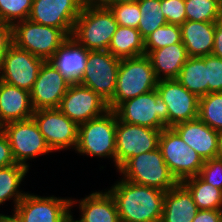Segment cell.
<instances>
[{"label":"cell","instance_id":"1","mask_svg":"<svg viewBox=\"0 0 222 222\" xmlns=\"http://www.w3.org/2000/svg\"><path fill=\"white\" fill-rule=\"evenodd\" d=\"M120 222H161L166 192L121 178L110 190Z\"/></svg>","mask_w":222,"mask_h":222},{"label":"cell","instance_id":"2","mask_svg":"<svg viewBox=\"0 0 222 222\" xmlns=\"http://www.w3.org/2000/svg\"><path fill=\"white\" fill-rule=\"evenodd\" d=\"M118 26L110 8L103 5L83 6L71 37L89 51L108 50Z\"/></svg>","mask_w":222,"mask_h":222},{"label":"cell","instance_id":"3","mask_svg":"<svg viewBox=\"0 0 222 222\" xmlns=\"http://www.w3.org/2000/svg\"><path fill=\"white\" fill-rule=\"evenodd\" d=\"M158 79L146 55L121 59L113 98L109 110H115L122 102L156 89Z\"/></svg>","mask_w":222,"mask_h":222},{"label":"cell","instance_id":"4","mask_svg":"<svg viewBox=\"0 0 222 222\" xmlns=\"http://www.w3.org/2000/svg\"><path fill=\"white\" fill-rule=\"evenodd\" d=\"M117 114L108 110L100 117L91 119L78 127L75 151L81 155L112 158L115 162Z\"/></svg>","mask_w":222,"mask_h":222},{"label":"cell","instance_id":"5","mask_svg":"<svg viewBox=\"0 0 222 222\" xmlns=\"http://www.w3.org/2000/svg\"><path fill=\"white\" fill-rule=\"evenodd\" d=\"M132 183L168 191L179 182L170 172L159 148L131 157L119 170Z\"/></svg>","mask_w":222,"mask_h":222},{"label":"cell","instance_id":"6","mask_svg":"<svg viewBox=\"0 0 222 222\" xmlns=\"http://www.w3.org/2000/svg\"><path fill=\"white\" fill-rule=\"evenodd\" d=\"M67 38L61 29L37 24L29 19L12 26L13 44L45 61L53 57Z\"/></svg>","mask_w":222,"mask_h":222},{"label":"cell","instance_id":"7","mask_svg":"<svg viewBox=\"0 0 222 222\" xmlns=\"http://www.w3.org/2000/svg\"><path fill=\"white\" fill-rule=\"evenodd\" d=\"M114 111L128 124L160 130L168 127V107L156 89L122 102Z\"/></svg>","mask_w":222,"mask_h":222},{"label":"cell","instance_id":"8","mask_svg":"<svg viewBox=\"0 0 222 222\" xmlns=\"http://www.w3.org/2000/svg\"><path fill=\"white\" fill-rule=\"evenodd\" d=\"M158 148L170 172L179 183L197 176L205 162L196 151L183 142L172 127L161 130Z\"/></svg>","mask_w":222,"mask_h":222},{"label":"cell","instance_id":"9","mask_svg":"<svg viewBox=\"0 0 222 222\" xmlns=\"http://www.w3.org/2000/svg\"><path fill=\"white\" fill-rule=\"evenodd\" d=\"M0 128L8 138L16 164L29 169L27 160L52 152L33 118L9 122Z\"/></svg>","mask_w":222,"mask_h":222},{"label":"cell","instance_id":"10","mask_svg":"<svg viewBox=\"0 0 222 222\" xmlns=\"http://www.w3.org/2000/svg\"><path fill=\"white\" fill-rule=\"evenodd\" d=\"M120 61L108 50L89 51L79 84L92 89L108 103L114 96Z\"/></svg>","mask_w":222,"mask_h":222},{"label":"cell","instance_id":"11","mask_svg":"<svg viewBox=\"0 0 222 222\" xmlns=\"http://www.w3.org/2000/svg\"><path fill=\"white\" fill-rule=\"evenodd\" d=\"M160 129L128 124L117 117L115 166L119 170L131 157L158 148Z\"/></svg>","mask_w":222,"mask_h":222},{"label":"cell","instance_id":"12","mask_svg":"<svg viewBox=\"0 0 222 222\" xmlns=\"http://www.w3.org/2000/svg\"><path fill=\"white\" fill-rule=\"evenodd\" d=\"M32 118L53 151L74 149L78 142V125L57 109L34 110Z\"/></svg>","mask_w":222,"mask_h":222},{"label":"cell","instance_id":"13","mask_svg":"<svg viewBox=\"0 0 222 222\" xmlns=\"http://www.w3.org/2000/svg\"><path fill=\"white\" fill-rule=\"evenodd\" d=\"M44 61L12 43L3 58L0 80L31 92Z\"/></svg>","mask_w":222,"mask_h":222},{"label":"cell","instance_id":"14","mask_svg":"<svg viewBox=\"0 0 222 222\" xmlns=\"http://www.w3.org/2000/svg\"><path fill=\"white\" fill-rule=\"evenodd\" d=\"M58 109L78 126L100 117L109 110L108 103L92 89L79 83L71 84Z\"/></svg>","mask_w":222,"mask_h":222},{"label":"cell","instance_id":"15","mask_svg":"<svg viewBox=\"0 0 222 222\" xmlns=\"http://www.w3.org/2000/svg\"><path fill=\"white\" fill-rule=\"evenodd\" d=\"M83 6L81 0H33L28 19L59 28L69 37Z\"/></svg>","mask_w":222,"mask_h":222},{"label":"cell","instance_id":"16","mask_svg":"<svg viewBox=\"0 0 222 222\" xmlns=\"http://www.w3.org/2000/svg\"><path fill=\"white\" fill-rule=\"evenodd\" d=\"M12 211L21 222H64L71 212V198L41 197L26 192Z\"/></svg>","mask_w":222,"mask_h":222},{"label":"cell","instance_id":"17","mask_svg":"<svg viewBox=\"0 0 222 222\" xmlns=\"http://www.w3.org/2000/svg\"><path fill=\"white\" fill-rule=\"evenodd\" d=\"M156 90L168 107V127L198 118L199 98L177 79L159 80Z\"/></svg>","mask_w":222,"mask_h":222},{"label":"cell","instance_id":"18","mask_svg":"<svg viewBox=\"0 0 222 222\" xmlns=\"http://www.w3.org/2000/svg\"><path fill=\"white\" fill-rule=\"evenodd\" d=\"M70 85L49 60L44 61L30 92L33 109H57Z\"/></svg>","mask_w":222,"mask_h":222},{"label":"cell","instance_id":"19","mask_svg":"<svg viewBox=\"0 0 222 222\" xmlns=\"http://www.w3.org/2000/svg\"><path fill=\"white\" fill-rule=\"evenodd\" d=\"M190 148L204 160L216 158L218 132L199 118L178 123L172 127Z\"/></svg>","mask_w":222,"mask_h":222},{"label":"cell","instance_id":"20","mask_svg":"<svg viewBox=\"0 0 222 222\" xmlns=\"http://www.w3.org/2000/svg\"><path fill=\"white\" fill-rule=\"evenodd\" d=\"M89 50L69 36L49 60L71 83H79L87 64Z\"/></svg>","mask_w":222,"mask_h":222},{"label":"cell","instance_id":"21","mask_svg":"<svg viewBox=\"0 0 222 222\" xmlns=\"http://www.w3.org/2000/svg\"><path fill=\"white\" fill-rule=\"evenodd\" d=\"M33 114L30 92L0 80V127L30 119Z\"/></svg>","mask_w":222,"mask_h":222},{"label":"cell","instance_id":"22","mask_svg":"<svg viewBox=\"0 0 222 222\" xmlns=\"http://www.w3.org/2000/svg\"><path fill=\"white\" fill-rule=\"evenodd\" d=\"M79 203L81 222H120L114 198L105 192H93L81 200L71 199V208Z\"/></svg>","mask_w":222,"mask_h":222},{"label":"cell","instance_id":"23","mask_svg":"<svg viewBox=\"0 0 222 222\" xmlns=\"http://www.w3.org/2000/svg\"><path fill=\"white\" fill-rule=\"evenodd\" d=\"M180 27L182 43L186 47L188 56L204 57L212 53L215 22L186 20Z\"/></svg>","mask_w":222,"mask_h":222},{"label":"cell","instance_id":"24","mask_svg":"<svg viewBox=\"0 0 222 222\" xmlns=\"http://www.w3.org/2000/svg\"><path fill=\"white\" fill-rule=\"evenodd\" d=\"M198 211L192 194L178 183L166 191L161 222H192Z\"/></svg>","mask_w":222,"mask_h":222},{"label":"cell","instance_id":"25","mask_svg":"<svg viewBox=\"0 0 222 222\" xmlns=\"http://www.w3.org/2000/svg\"><path fill=\"white\" fill-rule=\"evenodd\" d=\"M146 56L149 58L158 80L176 79L189 57L183 43L152 50Z\"/></svg>","mask_w":222,"mask_h":222},{"label":"cell","instance_id":"26","mask_svg":"<svg viewBox=\"0 0 222 222\" xmlns=\"http://www.w3.org/2000/svg\"><path fill=\"white\" fill-rule=\"evenodd\" d=\"M108 51L119 59L145 55L144 39L137 28L118 26Z\"/></svg>","mask_w":222,"mask_h":222},{"label":"cell","instance_id":"27","mask_svg":"<svg viewBox=\"0 0 222 222\" xmlns=\"http://www.w3.org/2000/svg\"><path fill=\"white\" fill-rule=\"evenodd\" d=\"M189 92L198 98L208 94L206 56L188 57L176 78Z\"/></svg>","mask_w":222,"mask_h":222},{"label":"cell","instance_id":"28","mask_svg":"<svg viewBox=\"0 0 222 222\" xmlns=\"http://www.w3.org/2000/svg\"><path fill=\"white\" fill-rule=\"evenodd\" d=\"M192 194L199 210H222V190L203 181L198 175L181 182Z\"/></svg>","mask_w":222,"mask_h":222},{"label":"cell","instance_id":"29","mask_svg":"<svg viewBox=\"0 0 222 222\" xmlns=\"http://www.w3.org/2000/svg\"><path fill=\"white\" fill-rule=\"evenodd\" d=\"M28 170V168L20 164L0 168V205L7 200L13 199L15 209L26 194L19 190V186Z\"/></svg>","mask_w":222,"mask_h":222},{"label":"cell","instance_id":"30","mask_svg":"<svg viewBox=\"0 0 222 222\" xmlns=\"http://www.w3.org/2000/svg\"><path fill=\"white\" fill-rule=\"evenodd\" d=\"M141 18L138 30L143 39L153 33L158 27L167 24L163 15L160 0H138Z\"/></svg>","mask_w":222,"mask_h":222},{"label":"cell","instance_id":"31","mask_svg":"<svg viewBox=\"0 0 222 222\" xmlns=\"http://www.w3.org/2000/svg\"><path fill=\"white\" fill-rule=\"evenodd\" d=\"M186 20L217 22L222 19V4L218 0H185Z\"/></svg>","mask_w":222,"mask_h":222},{"label":"cell","instance_id":"32","mask_svg":"<svg viewBox=\"0 0 222 222\" xmlns=\"http://www.w3.org/2000/svg\"><path fill=\"white\" fill-rule=\"evenodd\" d=\"M198 118L213 130H222V92H212L199 98Z\"/></svg>","mask_w":222,"mask_h":222},{"label":"cell","instance_id":"33","mask_svg":"<svg viewBox=\"0 0 222 222\" xmlns=\"http://www.w3.org/2000/svg\"><path fill=\"white\" fill-rule=\"evenodd\" d=\"M176 43H182L181 27L180 25L167 23L158 27L144 39L145 55L152 50L161 49Z\"/></svg>","mask_w":222,"mask_h":222},{"label":"cell","instance_id":"34","mask_svg":"<svg viewBox=\"0 0 222 222\" xmlns=\"http://www.w3.org/2000/svg\"><path fill=\"white\" fill-rule=\"evenodd\" d=\"M33 0H0V21L14 25L29 18Z\"/></svg>","mask_w":222,"mask_h":222},{"label":"cell","instance_id":"35","mask_svg":"<svg viewBox=\"0 0 222 222\" xmlns=\"http://www.w3.org/2000/svg\"><path fill=\"white\" fill-rule=\"evenodd\" d=\"M103 6L110 8L119 26L138 28L141 18L138 2Z\"/></svg>","mask_w":222,"mask_h":222},{"label":"cell","instance_id":"36","mask_svg":"<svg viewBox=\"0 0 222 222\" xmlns=\"http://www.w3.org/2000/svg\"><path fill=\"white\" fill-rule=\"evenodd\" d=\"M208 94L222 92V58L212 54L206 56Z\"/></svg>","mask_w":222,"mask_h":222},{"label":"cell","instance_id":"37","mask_svg":"<svg viewBox=\"0 0 222 222\" xmlns=\"http://www.w3.org/2000/svg\"><path fill=\"white\" fill-rule=\"evenodd\" d=\"M167 23L182 25L186 21L185 0H160Z\"/></svg>","mask_w":222,"mask_h":222},{"label":"cell","instance_id":"38","mask_svg":"<svg viewBox=\"0 0 222 222\" xmlns=\"http://www.w3.org/2000/svg\"><path fill=\"white\" fill-rule=\"evenodd\" d=\"M198 176L206 183L222 190V160L218 158L206 160Z\"/></svg>","mask_w":222,"mask_h":222},{"label":"cell","instance_id":"39","mask_svg":"<svg viewBox=\"0 0 222 222\" xmlns=\"http://www.w3.org/2000/svg\"><path fill=\"white\" fill-rule=\"evenodd\" d=\"M16 164L8 138L0 128V168Z\"/></svg>","mask_w":222,"mask_h":222},{"label":"cell","instance_id":"40","mask_svg":"<svg viewBox=\"0 0 222 222\" xmlns=\"http://www.w3.org/2000/svg\"><path fill=\"white\" fill-rule=\"evenodd\" d=\"M12 43V25L0 21V69L3 58Z\"/></svg>","mask_w":222,"mask_h":222},{"label":"cell","instance_id":"41","mask_svg":"<svg viewBox=\"0 0 222 222\" xmlns=\"http://www.w3.org/2000/svg\"><path fill=\"white\" fill-rule=\"evenodd\" d=\"M222 210H199L192 222H221Z\"/></svg>","mask_w":222,"mask_h":222},{"label":"cell","instance_id":"42","mask_svg":"<svg viewBox=\"0 0 222 222\" xmlns=\"http://www.w3.org/2000/svg\"><path fill=\"white\" fill-rule=\"evenodd\" d=\"M211 54L222 58V19L215 22L214 47Z\"/></svg>","mask_w":222,"mask_h":222},{"label":"cell","instance_id":"43","mask_svg":"<svg viewBox=\"0 0 222 222\" xmlns=\"http://www.w3.org/2000/svg\"><path fill=\"white\" fill-rule=\"evenodd\" d=\"M138 0H106L102 5H118L125 3H136Z\"/></svg>","mask_w":222,"mask_h":222},{"label":"cell","instance_id":"44","mask_svg":"<svg viewBox=\"0 0 222 222\" xmlns=\"http://www.w3.org/2000/svg\"><path fill=\"white\" fill-rule=\"evenodd\" d=\"M0 222H21L17 217L12 213V215L0 214Z\"/></svg>","mask_w":222,"mask_h":222},{"label":"cell","instance_id":"45","mask_svg":"<svg viewBox=\"0 0 222 222\" xmlns=\"http://www.w3.org/2000/svg\"><path fill=\"white\" fill-rule=\"evenodd\" d=\"M216 158L222 160V130L218 132V150Z\"/></svg>","mask_w":222,"mask_h":222},{"label":"cell","instance_id":"46","mask_svg":"<svg viewBox=\"0 0 222 222\" xmlns=\"http://www.w3.org/2000/svg\"><path fill=\"white\" fill-rule=\"evenodd\" d=\"M84 6L102 5L106 0H81Z\"/></svg>","mask_w":222,"mask_h":222},{"label":"cell","instance_id":"47","mask_svg":"<svg viewBox=\"0 0 222 222\" xmlns=\"http://www.w3.org/2000/svg\"><path fill=\"white\" fill-rule=\"evenodd\" d=\"M70 212L64 219V222H81L80 220H74L73 215Z\"/></svg>","mask_w":222,"mask_h":222}]
</instances>
